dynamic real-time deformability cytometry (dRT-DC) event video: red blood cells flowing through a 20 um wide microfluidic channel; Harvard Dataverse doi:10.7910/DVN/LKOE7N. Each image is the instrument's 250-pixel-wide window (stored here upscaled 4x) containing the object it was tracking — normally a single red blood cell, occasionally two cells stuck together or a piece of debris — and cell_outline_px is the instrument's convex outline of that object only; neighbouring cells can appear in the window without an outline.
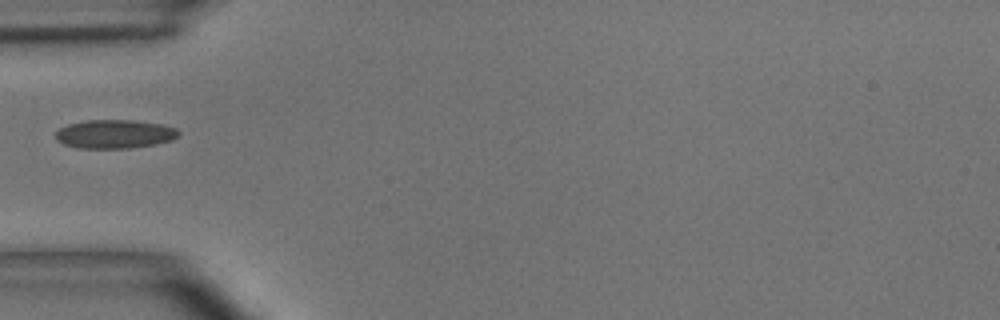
{"species": "common noctule bat (a hibernating species)", "species_latin": "Nyctalus noctula", "temperature_condition": "room temperature", "stored_images_in_passage": 4, "camera_frame_rate_fps": 3000, "um_per_image_px": 0.085, "animal": {"sex": "male", "body_mass_g": 15.6}, "frame": {"image": 1, "passage_image": 1, "time_ms": 0.0, "image_size_px": [1000, 320], "cell_outline_px": [[180, 132], [172, 140], [156, 144], [128, 148], [80, 148], [64, 144], [56, 140], [56, 132], [60, 128], [68, 124], [88, 120], [132, 120], [160, 124], [176, 128]], "centroid_in_image_um": [9.74, 11.39], "position_along_channel_um": 75.3, "area_um2": 20.4}}